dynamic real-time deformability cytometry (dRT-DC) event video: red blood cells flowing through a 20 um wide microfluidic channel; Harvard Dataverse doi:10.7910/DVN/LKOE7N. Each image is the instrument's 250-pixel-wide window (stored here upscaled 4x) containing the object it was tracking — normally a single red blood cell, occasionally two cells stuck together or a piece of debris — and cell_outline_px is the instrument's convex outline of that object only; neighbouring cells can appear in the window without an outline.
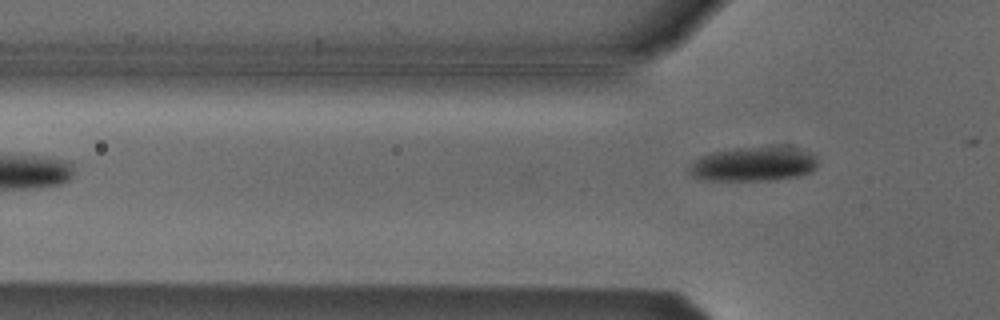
{"species": "Egyptian fruit bat (a non-hibernating species)", "species_latin": "Rousettus aegyptiacus", "temperature_condition": "cold", "stored_images_in_passage": 5, "camera_frame_rate_fps": 3000, "um_per_image_px": 0.085, "animal": {"sex": "male"}, "frame": {"image": 1, "passage_image": 5, "time_ms": 1.333, "image_size_px": [1000, 320], "cell_outline_px": [[816, 168], [812, 172], [800, 176], [772, 180], [700, 180], [692, 176], [688, 172], [692, 164], [700, 156], [712, 152], [736, 148], [772, 144], [784, 144], [812, 152], [816, 156]], "centroid_in_image_um": [64.13, 13.9], "position_along_channel_um": 61.7, "area_um2": 26.65}}